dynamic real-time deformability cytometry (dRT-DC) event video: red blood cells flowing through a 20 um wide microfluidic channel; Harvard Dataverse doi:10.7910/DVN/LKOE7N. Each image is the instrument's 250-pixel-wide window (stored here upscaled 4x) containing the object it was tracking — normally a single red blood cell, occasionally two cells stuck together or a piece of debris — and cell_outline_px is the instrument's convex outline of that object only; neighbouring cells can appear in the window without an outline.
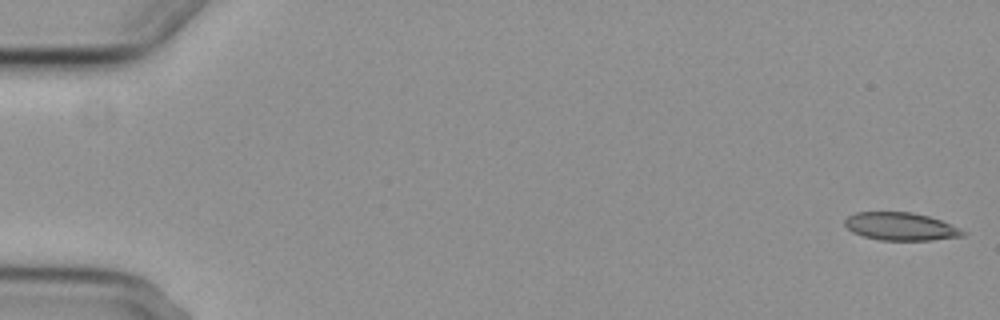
{"species": "common noctule bat (a hibernating species)", "species_latin": "Nyctalus noctula", "temperature_condition": "cold", "stored_images_in_passage": 2, "camera_frame_rate_fps": 3000, "um_per_image_px": 0.085, "animal": {"sex": "female", "body_mass_g": 29.2, "forearm_length_mm": 56.3}, "frame": {"image": 1, "passage_image": 2, "time_ms": 1.333, "image_size_px": [1000, 320], "cell_outline_px": [[968, 232], [964, 236], [932, 240], [880, 240], [864, 236], [852, 232], [844, 224], [844, 220], [848, 216], [856, 212], [912, 212], [928, 216], [940, 220], [960, 228]], "centroid_in_image_um": [76.57, 19.25], "position_along_channel_um": 8.4, "area_um2": 19.19}}